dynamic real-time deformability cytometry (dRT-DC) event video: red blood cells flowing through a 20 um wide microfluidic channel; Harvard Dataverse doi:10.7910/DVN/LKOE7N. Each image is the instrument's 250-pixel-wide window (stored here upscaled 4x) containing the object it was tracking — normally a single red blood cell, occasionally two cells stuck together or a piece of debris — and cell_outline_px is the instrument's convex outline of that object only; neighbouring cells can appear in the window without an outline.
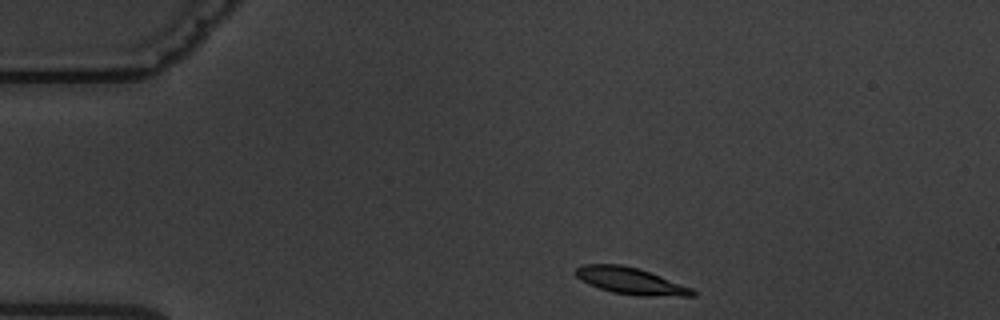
{"species": "common noctule bat (a hibernating species)", "species_latin": "Nyctalus noctula", "temperature_condition": "warm", "stored_images_in_passage": 4, "camera_frame_rate_fps": 3000, "um_per_image_px": 0.085, "animal": {"sex": "male", "body_mass_g": 19.5, "forearm_length_mm": 54.6}, "frame": {"image": 1, "passage_image": 1, "time_ms": 0.0, "image_size_px": [1000, 320], "cell_outline_px": [[696, 296], [636, 296], [612, 292], [588, 284], [580, 280], [576, 276], [576, 268], [584, 264], [620, 264], [636, 268], [660, 276], [692, 288], [696, 292]], "centroid_in_image_um": [53.6, 23.89], "position_along_channel_um": 31.4, "area_um2": 18.03}}
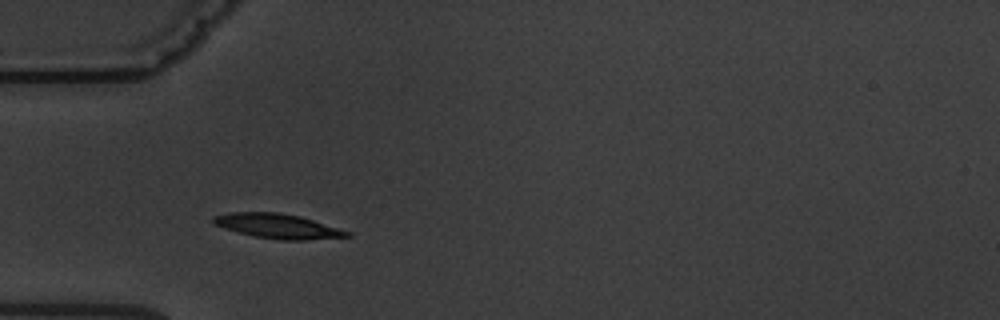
{"frame": {"image": 2, "passage_image": 3, "time_ms": 2.333, "image_size_px": [1000, 320], "cell_outline_px": [[352, 236], [304, 240], [280, 240], [256, 236], [224, 228], [216, 224], [212, 220], [212, 216], [228, 212], [276, 212], [300, 216], [352, 232]], "centroid_in_image_um": [23.63, 19.21], "position_along_channel_um": 61.4, "area_um2": 19.02}}
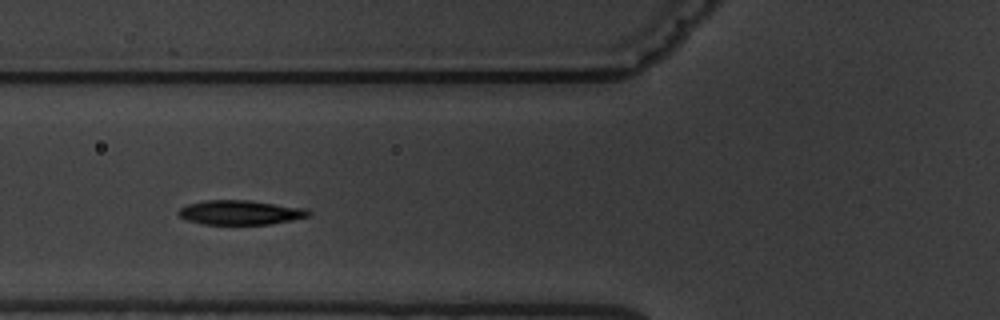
{"frame": {"image": 3, "passage_image": 4, "time_ms": 3.667, "image_size_px": [1000, 320], "cell_outline_px": [[312, 216], [272, 224], [204, 224], [188, 220], [180, 216], [176, 212], [180, 208], [188, 204], [204, 200], [248, 200], [308, 208], [312, 212]], "centroid_in_image_um": [20.49, 18.05], "position_along_channel_um": 105.3, "area_um2": 18.67}}